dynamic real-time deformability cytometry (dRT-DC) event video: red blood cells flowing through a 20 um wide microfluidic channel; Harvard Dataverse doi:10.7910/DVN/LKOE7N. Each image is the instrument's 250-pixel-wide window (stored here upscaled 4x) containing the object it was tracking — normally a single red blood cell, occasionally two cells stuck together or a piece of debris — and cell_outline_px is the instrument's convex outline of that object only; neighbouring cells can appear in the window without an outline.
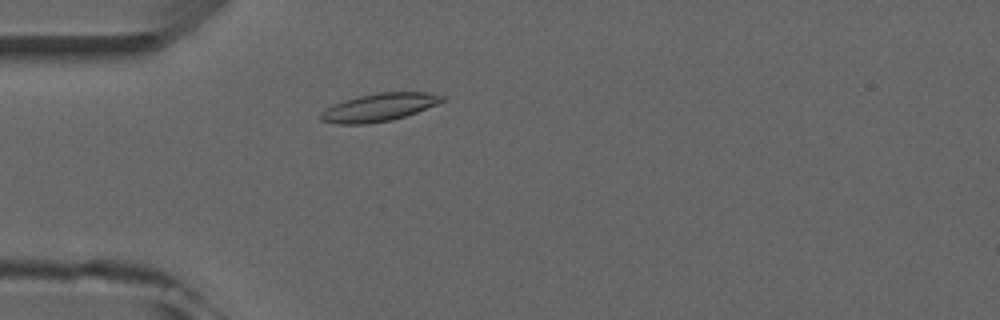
{"species": "common noctule bat (a hibernating species)", "species_latin": "Nyctalus noctula", "temperature_condition": "room temperature", "stored_images_in_passage": 3, "camera_frame_rate_fps": 3000, "um_per_image_px": 0.085, "animal": {"sex": "male", "forearm_length_mm": 52.5}, "frame": {"image": 1, "passage_image": 2, "time_ms": 2.0, "image_size_px": [1000, 320], "cell_outline_px": [[444, 100], [436, 104], [416, 112], [392, 120], [364, 124], [340, 124], [320, 120], [320, 112], [332, 104], [344, 100], [376, 92], [428, 92], [444, 96]], "centroid_in_image_um": [32.18, 9.12], "position_along_channel_um": 52.8, "area_um2": 19.59}}